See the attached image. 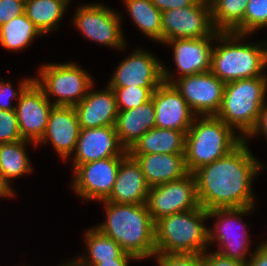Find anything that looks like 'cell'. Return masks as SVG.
Segmentation results:
<instances>
[{
  "instance_id": "cell-38",
  "label": "cell",
  "mask_w": 267,
  "mask_h": 266,
  "mask_svg": "<svg viewBox=\"0 0 267 266\" xmlns=\"http://www.w3.org/2000/svg\"><path fill=\"white\" fill-rule=\"evenodd\" d=\"M259 132L264 133V137H267V103L261 107L255 126L243 140L248 141V138L260 134Z\"/></svg>"
},
{
  "instance_id": "cell-7",
  "label": "cell",
  "mask_w": 267,
  "mask_h": 266,
  "mask_svg": "<svg viewBox=\"0 0 267 266\" xmlns=\"http://www.w3.org/2000/svg\"><path fill=\"white\" fill-rule=\"evenodd\" d=\"M34 81L43 89L46 97L54 96L55 106L78 104L93 87L94 80L87 71L75 63H49L39 69ZM40 78V79H39Z\"/></svg>"
},
{
  "instance_id": "cell-15",
  "label": "cell",
  "mask_w": 267,
  "mask_h": 266,
  "mask_svg": "<svg viewBox=\"0 0 267 266\" xmlns=\"http://www.w3.org/2000/svg\"><path fill=\"white\" fill-rule=\"evenodd\" d=\"M163 80V63L152 53L136 49L119 63L108 82L109 87H144L157 89Z\"/></svg>"
},
{
  "instance_id": "cell-9",
  "label": "cell",
  "mask_w": 267,
  "mask_h": 266,
  "mask_svg": "<svg viewBox=\"0 0 267 266\" xmlns=\"http://www.w3.org/2000/svg\"><path fill=\"white\" fill-rule=\"evenodd\" d=\"M254 208L255 206L208 210V218H217L214 224L215 227L212 230L208 228V243L217 241L219 242L218 245H220L219 250H215V253L243 263L248 261L246 254L250 252L248 248L251 247V242L250 239H247V235H249L247 230H245L247 225L241 220L242 216L249 212L251 213ZM237 224H240V227L242 226L244 230L243 232L240 231L242 234L234 232L233 228Z\"/></svg>"
},
{
  "instance_id": "cell-42",
  "label": "cell",
  "mask_w": 267,
  "mask_h": 266,
  "mask_svg": "<svg viewBox=\"0 0 267 266\" xmlns=\"http://www.w3.org/2000/svg\"><path fill=\"white\" fill-rule=\"evenodd\" d=\"M131 260H137V259H112L97 263L95 266H128V263Z\"/></svg>"
},
{
  "instance_id": "cell-12",
  "label": "cell",
  "mask_w": 267,
  "mask_h": 266,
  "mask_svg": "<svg viewBox=\"0 0 267 266\" xmlns=\"http://www.w3.org/2000/svg\"><path fill=\"white\" fill-rule=\"evenodd\" d=\"M121 14L102 4L79 6L73 24L87 38L101 45L124 49L126 47L121 30Z\"/></svg>"
},
{
  "instance_id": "cell-41",
  "label": "cell",
  "mask_w": 267,
  "mask_h": 266,
  "mask_svg": "<svg viewBox=\"0 0 267 266\" xmlns=\"http://www.w3.org/2000/svg\"><path fill=\"white\" fill-rule=\"evenodd\" d=\"M12 184L8 183L0 173V197H11L14 196Z\"/></svg>"
},
{
  "instance_id": "cell-20",
  "label": "cell",
  "mask_w": 267,
  "mask_h": 266,
  "mask_svg": "<svg viewBox=\"0 0 267 266\" xmlns=\"http://www.w3.org/2000/svg\"><path fill=\"white\" fill-rule=\"evenodd\" d=\"M150 186L134 157L127 153L120 162L110 196L105 200L113 203L145 204Z\"/></svg>"
},
{
  "instance_id": "cell-18",
  "label": "cell",
  "mask_w": 267,
  "mask_h": 266,
  "mask_svg": "<svg viewBox=\"0 0 267 266\" xmlns=\"http://www.w3.org/2000/svg\"><path fill=\"white\" fill-rule=\"evenodd\" d=\"M80 130L73 106H54L50 111L45 133L36 145L51 142L58 156L67 160L76 149Z\"/></svg>"
},
{
  "instance_id": "cell-3",
  "label": "cell",
  "mask_w": 267,
  "mask_h": 266,
  "mask_svg": "<svg viewBox=\"0 0 267 266\" xmlns=\"http://www.w3.org/2000/svg\"><path fill=\"white\" fill-rule=\"evenodd\" d=\"M247 35L218 32L213 47L211 72L225 84L239 79L267 77V43H245ZM242 40V41H241ZM265 46V47H264Z\"/></svg>"
},
{
  "instance_id": "cell-37",
  "label": "cell",
  "mask_w": 267,
  "mask_h": 266,
  "mask_svg": "<svg viewBox=\"0 0 267 266\" xmlns=\"http://www.w3.org/2000/svg\"><path fill=\"white\" fill-rule=\"evenodd\" d=\"M201 266H246L245 263L225 258L217 253L205 251L201 255Z\"/></svg>"
},
{
  "instance_id": "cell-17",
  "label": "cell",
  "mask_w": 267,
  "mask_h": 266,
  "mask_svg": "<svg viewBox=\"0 0 267 266\" xmlns=\"http://www.w3.org/2000/svg\"><path fill=\"white\" fill-rule=\"evenodd\" d=\"M155 127L188 132L196 115L173 84L163 82L152 94Z\"/></svg>"
},
{
  "instance_id": "cell-36",
  "label": "cell",
  "mask_w": 267,
  "mask_h": 266,
  "mask_svg": "<svg viewBox=\"0 0 267 266\" xmlns=\"http://www.w3.org/2000/svg\"><path fill=\"white\" fill-rule=\"evenodd\" d=\"M25 11V0H0V26Z\"/></svg>"
},
{
  "instance_id": "cell-43",
  "label": "cell",
  "mask_w": 267,
  "mask_h": 266,
  "mask_svg": "<svg viewBox=\"0 0 267 266\" xmlns=\"http://www.w3.org/2000/svg\"><path fill=\"white\" fill-rule=\"evenodd\" d=\"M60 266H69L67 263H64L63 265H60Z\"/></svg>"
},
{
  "instance_id": "cell-30",
  "label": "cell",
  "mask_w": 267,
  "mask_h": 266,
  "mask_svg": "<svg viewBox=\"0 0 267 266\" xmlns=\"http://www.w3.org/2000/svg\"><path fill=\"white\" fill-rule=\"evenodd\" d=\"M249 0H209L211 19L219 32H232L243 20Z\"/></svg>"
},
{
  "instance_id": "cell-22",
  "label": "cell",
  "mask_w": 267,
  "mask_h": 266,
  "mask_svg": "<svg viewBox=\"0 0 267 266\" xmlns=\"http://www.w3.org/2000/svg\"><path fill=\"white\" fill-rule=\"evenodd\" d=\"M185 153L130 154L139 163L147 184L152 187L179 180L189 174Z\"/></svg>"
},
{
  "instance_id": "cell-34",
  "label": "cell",
  "mask_w": 267,
  "mask_h": 266,
  "mask_svg": "<svg viewBox=\"0 0 267 266\" xmlns=\"http://www.w3.org/2000/svg\"><path fill=\"white\" fill-rule=\"evenodd\" d=\"M34 80V78L22 79L21 83L18 84V91L13 89L10 82H4L3 79L0 80V109L1 110H15V106L10 103L12 99H19L23 90Z\"/></svg>"
},
{
  "instance_id": "cell-8",
  "label": "cell",
  "mask_w": 267,
  "mask_h": 266,
  "mask_svg": "<svg viewBox=\"0 0 267 266\" xmlns=\"http://www.w3.org/2000/svg\"><path fill=\"white\" fill-rule=\"evenodd\" d=\"M163 65L164 82L173 84L196 116H216L222 104L225 83L211 71L177 79Z\"/></svg>"
},
{
  "instance_id": "cell-26",
  "label": "cell",
  "mask_w": 267,
  "mask_h": 266,
  "mask_svg": "<svg viewBox=\"0 0 267 266\" xmlns=\"http://www.w3.org/2000/svg\"><path fill=\"white\" fill-rule=\"evenodd\" d=\"M68 4L66 0H25L24 13L44 35L58 28Z\"/></svg>"
},
{
  "instance_id": "cell-5",
  "label": "cell",
  "mask_w": 267,
  "mask_h": 266,
  "mask_svg": "<svg viewBox=\"0 0 267 266\" xmlns=\"http://www.w3.org/2000/svg\"><path fill=\"white\" fill-rule=\"evenodd\" d=\"M200 119V120H199ZM216 116H196L185 137V162L189 173L224 157L243 138Z\"/></svg>"
},
{
  "instance_id": "cell-35",
  "label": "cell",
  "mask_w": 267,
  "mask_h": 266,
  "mask_svg": "<svg viewBox=\"0 0 267 266\" xmlns=\"http://www.w3.org/2000/svg\"><path fill=\"white\" fill-rule=\"evenodd\" d=\"M158 266H201V255L156 254Z\"/></svg>"
},
{
  "instance_id": "cell-10",
  "label": "cell",
  "mask_w": 267,
  "mask_h": 266,
  "mask_svg": "<svg viewBox=\"0 0 267 266\" xmlns=\"http://www.w3.org/2000/svg\"><path fill=\"white\" fill-rule=\"evenodd\" d=\"M210 3L196 0L192 5L162 12V43L173 39H196L216 36Z\"/></svg>"
},
{
  "instance_id": "cell-4",
  "label": "cell",
  "mask_w": 267,
  "mask_h": 266,
  "mask_svg": "<svg viewBox=\"0 0 267 266\" xmlns=\"http://www.w3.org/2000/svg\"><path fill=\"white\" fill-rule=\"evenodd\" d=\"M208 211L203 207L174 213L155 221L156 254L202 255L208 246Z\"/></svg>"
},
{
  "instance_id": "cell-28",
  "label": "cell",
  "mask_w": 267,
  "mask_h": 266,
  "mask_svg": "<svg viewBox=\"0 0 267 266\" xmlns=\"http://www.w3.org/2000/svg\"><path fill=\"white\" fill-rule=\"evenodd\" d=\"M126 9L135 25L144 35L162 42V12L151 0H124Z\"/></svg>"
},
{
  "instance_id": "cell-21",
  "label": "cell",
  "mask_w": 267,
  "mask_h": 266,
  "mask_svg": "<svg viewBox=\"0 0 267 266\" xmlns=\"http://www.w3.org/2000/svg\"><path fill=\"white\" fill-rule=\"evenodd\" d=\"M106 86L103 91L96 92H92L91 87L87 95L73 106L81 128L115 126L118 115L116 96L113 89Z\"/></svg>"
},
{
  "instance_id": "cell-2",
  "label": "cell",
  "mask_w": 267,
  "mask_h": 266,
  "mask_svg": "<svg viewBox=\"0 0 267 266\" xmlns=\"http://www.w3.org/2000/svg\"><path fill=\"white\" fill-rule=\"evenodd\" d=\"M101 202L105 205L106 220L95 227L138 260L154 257L155 222L146 204Z\"/></svg>"
},
{
  "instance_id": "cell-39",
  "label": "cell",
  "mask_w": 267,
  "mask_h": 266,
  "mask_svg": "<svg viewBox=\"0 0 267 266\" xmlns=\"http://www.w3.org/2000/svg\"><path fill=\"white\" fill-rule=\"evenodd\" d=\"M254 253H249L251 257L245 263L246 266H267V245L261 242L256 247Z\"/></svg>"
},
{
  "instance_id": "cell-23",
  "label": "cell",
  "mask_w": 267,
  "mask_h": 266,
  "mask_svg": "<svg viewBox=\"0 0 267 266\" xmlns=\"http://www.w3.org/2000/svg\"><path fill=\"white\" fill-rule=\"evenodd\" d=\"M155 127V107L152 99L138 107L118 111L115 130L122 144L129 150L147 131Z\"/></svg>"
},
{
  "instance_id": "cell-27",
  "label": "cell",
  "mask_w": 267,
  "mask_h": 266,
  "mask_svg": "<svg viewBox=\"0 0 267 266\" xmlns=\"http://www.w3.org/2000/svg\"><path fill=\"white\" fill-rule=\"evenodd\" d=\"M36 143L30 140H19L13 143L0 144V173L9 183L10 179L19 178L32 172V166L25 146Z\"/></svg>"
},
{
  "instance_id": "cell-32",
  "label": "cell",
  "mask_w": 267,
  "mask_h": 266,
  "mask_svg": "<svg viewBox=\"0 0 267 266\" xmlns=\"http://www.w3.org/2000/svg\"><path fill=\"white\" fill-rule=\"evenodd\" d=\"M113 89L118 111H125L142 105L152 99V94L156 89L144 87H110Z\"/></svg>"
},
{
  "instance_id": "cell-29",
  "label": "cell",
  "mask_w": 267,
  "mask_h": 266,
  "mask_svg": "<svg viewBox=\"0 0 267 266\" xmlns=\"http://www.w3.org/2000/svg\"><path fill=\"white\" fill-rule=\"evenodd\" d=\"M41 35L43 34L23 13L0 26V45L7 50L20 51Z\"/></svg>"
},
{
  "instance_id": "cell-14",
  "label": "cell",
  "mask_w": 267,
  "mask_h": 266,
  "mask_svg": "<svg viewBox=\"0 0 267 266\" xmlns=\"http://www.w3.org/2000/svg\"><path fill=\"white\" fill-rule=\"evenodd\" d=\"M33 80L15 105L18 127L23 139L37 143L45 133L50 111L55 106Z\"/></svg>"
},
{
  "instance_id": "cell-1",
  "label": "cell",
  "mask_w": 267,
  "mask_h": 266,
  "mask_svg": "<svg viewBox=\"0 0 267 266\" xmlns=\"http://www.w3.org/2000/svg\"><path fill=\"white\" fill-rule=\"evenodd\" d=\"M253 157L247 141L194 172L199 204L205 210L255 205L252 183L263 165Z\"/></svg>"
},
{
  "instance_id": "cell-33",
  "label": "cell",
  "mask_w": 267,
  "mask_h": 266,
  "mask_svg": "<svg viewBox=\"0 0 267 266\" xmlns=\"http://www.w3.org/2000/svg\"><path fill=\"white\" fill-rule=\"evenodd\" d=\"M23 140L15 110L0 109V144L13 143Z\"/></svg>"
},
{
  "instance_id": "cell-31",
  "label": "cell",
  "mask_w": 267,
  "mask_h": 266,
  "mask_svg": "<svg viewBox=\"0 0 267 266\" xmlns=\"http://www.w3.org/2000/svg\"><path fill=\"white\" fill-rule=\"evenodd\" d=\"M264 27H267V0H249L244 20L232 32L250 35Z\"/></svg>"
},
{
  "instance_id": "cell-16",
  "label": "cell",
  "mask_w": 267,
  "mask_h": 266,
  "mask_svg": "<svg viewBox=\"0 0 267 266\" xmlns=\"http://www.w3.org/2000/svg\"><path fill=\"white\" fill-rule=\"evenodd\" d=\"M73 166L111 157H124L128 150L116 133L115 126L81 128L74 151Z\"/></svg>"
},
{
  "instance_id": "cell-19",
  "label": "cell",
  "mask_w": 267,
  "mask_h": 266,
  "mask_svg": "<svg viewBox=\"0 0 267 266\" xmlns=\"http://www.w3.org/2000/svg\"><path fill=\"white\" fill-rule=\"evenodd\" d=\"M212 40L216 36H209L196 39H173L165 42L169 44L173 51L176 69L180 71L178 78L208 72L211 70Z\"/></svg>"
},
{
  "instance_id": "cell-25",
  "label": "cell",
  "mask_w": 267,
  "mask_h": 266,
  "mask_svg": "<svg viewBox=\"0 0 267 266\" xmlns=\"http://www.w3.org/2000/svg\"><path fill=\"white\" fill-rule=\"evenodd\" d=\"M184 131L167 128H152L144 133L128 150L129 154L185 153Z\"/></svg>"
},
{
  "instance_id": "cell-13",
  "label": "cell",
  "mask_w": 267,
  "mask_h": 266,
  "mask_svg": "<svg viewBox=\"0 0 267 266\" xmlns=\"http://www.w3.org/2000/svg\"><path fill=\"white\" fill-rule=\"evenodd\" d=\"M123 157H111L78 165L72 189L84 200L105 201L111 194Z\"/></svg>"
},
{
  "instance_id": "cell-40",
  "label": "cell",
  "mask_w": 267,
  "mask_h": 266,
  "mask_svg": "<svg viewBox=\"0 0 267 266\" xmlns=\"http://www.w3.org/2000/svg\"><path fill=\"white\" fill-rule=\"evenodd\" d=\"M196 0H151L161 12L170 9H180L192 5Z\"/></svg>"
},
{
  "instance_id": "cell-24",
  "label": "cell",
  "mask_w": 267,
  "mask_h": 266,
  "mask_svg": "<svg viewBox=\"0 0 267 266\" xmlns=\"http://www.w3.org/2000/svg\"><path fill=\"white\" fill-rule=\"evenodd\" d=\"M85 233L87 254L68 261L69 266H95L97 263L112 259H137L126 253L112 238L107 237L99 229L93 227Z\"/></svg>"
},
{
  "instance_id": "cell-6",
  "label": "cell",
  "mask_w": 267,
  "mask_h": 266,
  "mask_svg": "<svg viewBox=\"0 0 267 266\" xmlns=\"http://www.w3.org/2000/svg\"><path fill=\"white\" fill-rule=\"evenodd\" d=\"M267 77L239 79L225 84L222 104L216 117L243 139L255 126L261 107L266 103Z\"/></svg>"
},
{
  "instance_id": "cell-11",
  "label": "cell",
  "mask_w": 267,
  "mask_h": 266,
  "mask_svg": "<svg viewBox=\"0 0 267 266\" xmlns=\"http://www.w3.org/2000/svg\"><path fill=\"white\" fill-rule=\"evenodd\" d=\"M145 204L154 222L167 215L199 208L194 173L150 187Z\"/></svg>"
}]
</instances>
